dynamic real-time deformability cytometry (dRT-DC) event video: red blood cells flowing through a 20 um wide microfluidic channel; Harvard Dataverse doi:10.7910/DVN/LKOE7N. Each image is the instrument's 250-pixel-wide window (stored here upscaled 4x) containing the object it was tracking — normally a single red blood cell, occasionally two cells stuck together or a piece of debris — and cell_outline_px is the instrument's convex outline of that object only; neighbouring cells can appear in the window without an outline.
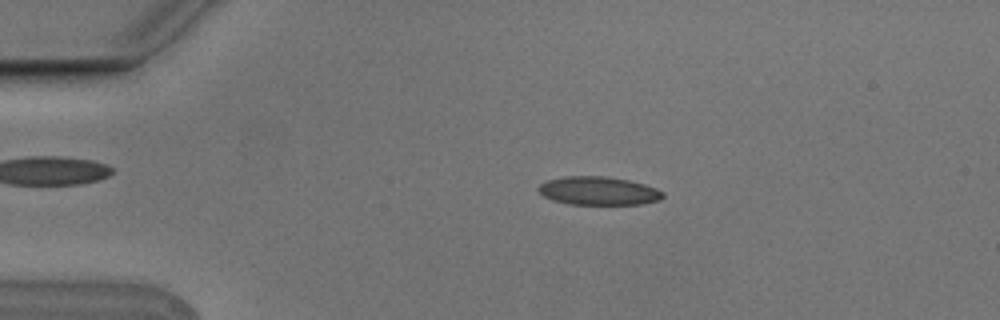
{"species": "Egyptian fruit bat (a non-hibernating species)", "species_latin": "Rousettus aegyptiacus", "temperature_condition": "cold", "stored_images_in_passage": 3, "camera_frame_rate_fps": 3000, "um_per_image_px": 0.085, "animal": {"sex": "male"}, "frame": {"image": 1, "passage_image": 1, "time_ms": 0.0, "image_size_px": [1000, 320], "cell_outline_px": [[664, 196], [660, 200], [640, 204], [568, 204], [552, 200], [544, 196], [536, 188], [540, 184], [548, 180], [564, 176], [604, 176], [628, 180], [644, 184], [656, 188], [664, 192]], "centroid_in_image_um": [50.86, 16.22], "position_along_channel_um": 34.1, "area_um2": 20.58}}
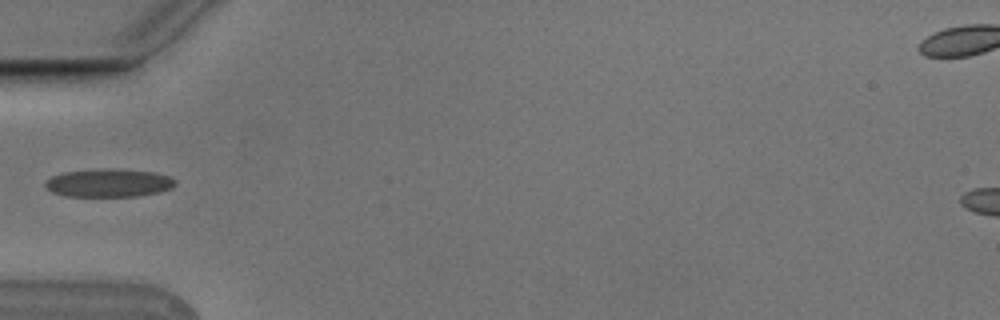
{"frame": {"image": 2, "passage_image": 3, "time_ms": 0.667, "image_size_px": [1000, 320], "cell_outline_px": [[176, 184], [172, 188], [160, 192], [136, 196], [64, 196], [52, 192], [44, 184], [52, 176], [64, 172], [100, 168], [116, 168], [156, 172], [172, 176], [176, 180]], "centroid_in_image_um": [9.31, 15.53], "position_along_channel_um": 75.7, "area_um2": 21.62}}